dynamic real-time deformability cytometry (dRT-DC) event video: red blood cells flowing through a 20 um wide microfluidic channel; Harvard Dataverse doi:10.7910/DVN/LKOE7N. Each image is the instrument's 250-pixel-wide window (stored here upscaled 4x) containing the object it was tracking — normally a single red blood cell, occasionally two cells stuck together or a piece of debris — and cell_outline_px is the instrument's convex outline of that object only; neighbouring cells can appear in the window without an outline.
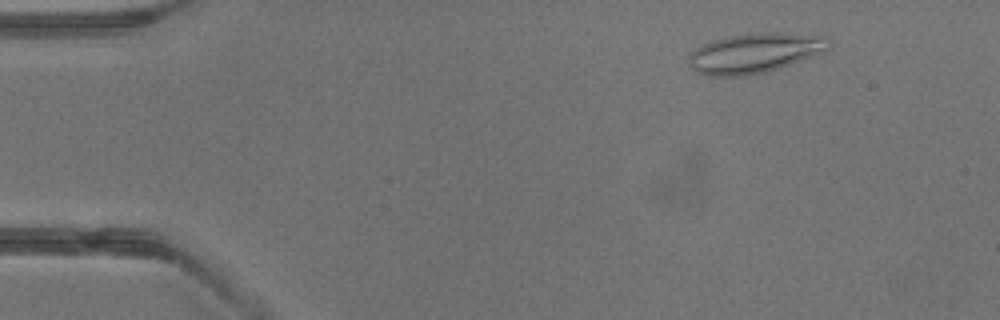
{"species": "common noctule bat (a hibernating species)", "species_latin": "Nyctalus noctula", "temperature_condition": "warm", "stored_images_in_passage": 40, "camera_frame_rate_fps": 3000, "um_per_image_px": 0.085, "animal": {"sex": "male", "body_mass_g": 13.3}, "frame": {"image": 1, "passage_image": 5, "time_ms": 1.333, "image_size_px": [1000, 320], "cell_outline_px": [[832, 48], [824, 52], [764, 72], [748, 76], [708, 76], [696, 72], [688, 64], [688, 52], [712, 40], [728, 36], [752, 32], [776, 32], [828, 36], [832, 40]], "centroid_in_image_um": [64.15, 4.49], "position_along_channel_um": 20.8, "area_um2": 32.95}}
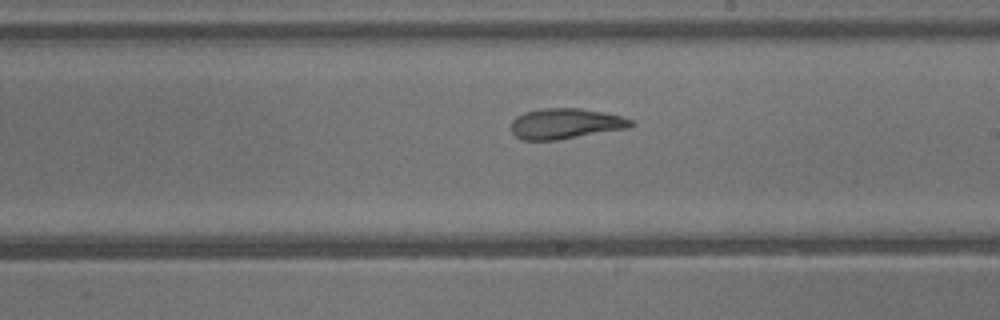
{"frame": {"image": 2, "passage_image": 23, "time_ms": 7.333, "image_size_px": [1000, 320], "cell_outline_px": [[636, 124], [628, 128], [556, 140], [524, 140], [516, 136], [512, 132], [512, 120], [516, 116], [524, 112], [540, 108], [580, 108], [604, 112], [620, 116], [632, 120]], "centroid_in_image_um": [48.06, 10.5], "position_along_channel_um": 240.9, "area_um2": 21.27}}
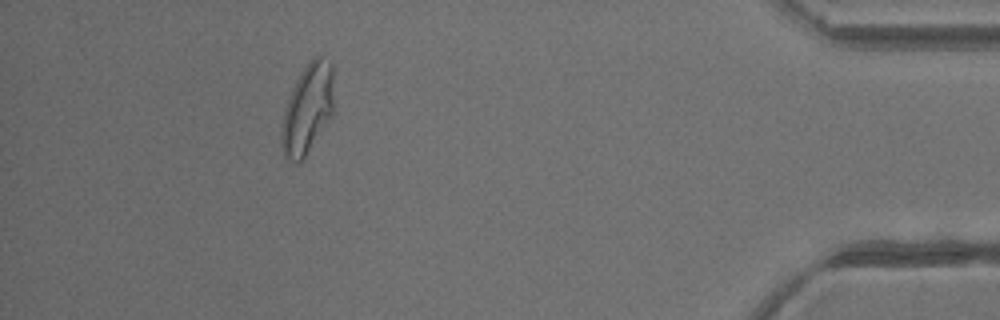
{"frame": {"image": 3, "passage_image": 36, "time_ms": 11.667, "image_size_px": [1000, 320], "cell_outline_px": [[332, 112], [304, 156], [296, 164], [284, 156], [280, 140], [284, 108], [292, 88], [300, 72], [316, 56], [320, 56], [332, 64]], "centroid_in_image_um": [26.09, 9.24], "position_along_channel_um": 409.1, "area_um2": 26.41}}